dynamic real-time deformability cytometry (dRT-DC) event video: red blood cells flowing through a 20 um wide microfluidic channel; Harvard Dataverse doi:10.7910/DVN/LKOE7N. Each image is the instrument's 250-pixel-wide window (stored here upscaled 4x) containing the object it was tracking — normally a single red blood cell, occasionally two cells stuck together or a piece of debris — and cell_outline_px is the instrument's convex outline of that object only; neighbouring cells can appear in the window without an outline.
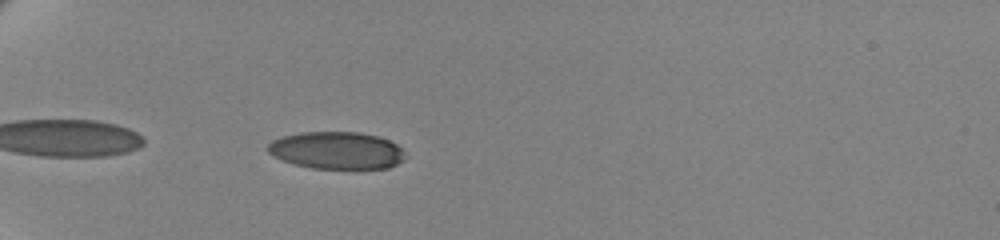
{"species": "human", "species_latin": "Homo sapiens", "temperature_condition": "cold", "stored_images_in_passage": 43, "camera_frame_rate_fps": 3000, "um_per_image_px": 0.085, "donor": {"sex": "female"}, "frame": {"image": 1, "passage_image": 3, "time_ms": 0.667, "image_size_px": [1000, 240], "cell_outline_px": [[404, 160], [388, 168], [312, 168], [296, 164], [272, 156], [264, 148], [272, 140], [284, 136], [300, 132], [360, 132], [376, 136], [388, 140], [396, 144], [404, 152]], "centroid_in_image_um": [28.59, 12.78], "position_along_channel_um": 56.4, "area_um2": 29.71}}
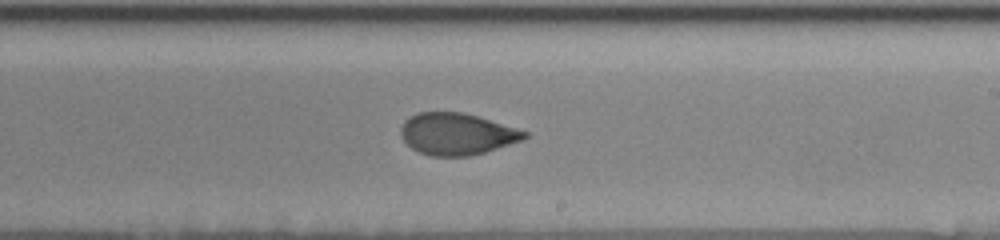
{"frame": {"image": 2, "passage_image": 22, "time_ms": 7.0, "image_size_px": [1000, 240], "cell_outline_px": [[528, 136], [524, 140], [484, 152], [468, 156], [432, 156], [420, 152], [412, 148], [400, 136], [400, 128], [404, 120], [416, 112], [464, 112], [516, 128], [528, 132]], "centroid_in_image_um": [38.81, 11.38], "position_along_channel_um": 250.2, "area_um2": 30.06}}
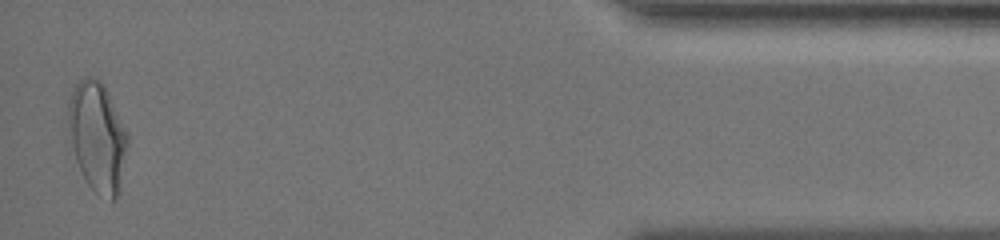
{"frame": {"image": 3, "passage_image": 42, "time_ms": 13.667, "image_size_px": [1000, 240], "cell_outline_px": [[128, 144], [120, 192], [116, 200], [112, 200], [96, 192], [88, 184], [76, 160], [72, 144], [68, 124], [68, 100], [72, 88], [84, 76], [88, 76], [100, 80], [104, 84], [128, 132]], "centroid_in_image_um": [8.3, 11.6], "position_along_channel_um": 426.9, "area_um2": 37.97}, "authors_computed_cell_mechanics": {"area_um2": 31.3854, "velocity_mm_per_s": 3.4766, "shape_relaxation_time_tau1_ms": 4.9222, "shape_relaxation_time_tau2_ms": 1.6011, "deformation_change_tau1": 0.1549, "deformation_change_tau2": 0.0556}}